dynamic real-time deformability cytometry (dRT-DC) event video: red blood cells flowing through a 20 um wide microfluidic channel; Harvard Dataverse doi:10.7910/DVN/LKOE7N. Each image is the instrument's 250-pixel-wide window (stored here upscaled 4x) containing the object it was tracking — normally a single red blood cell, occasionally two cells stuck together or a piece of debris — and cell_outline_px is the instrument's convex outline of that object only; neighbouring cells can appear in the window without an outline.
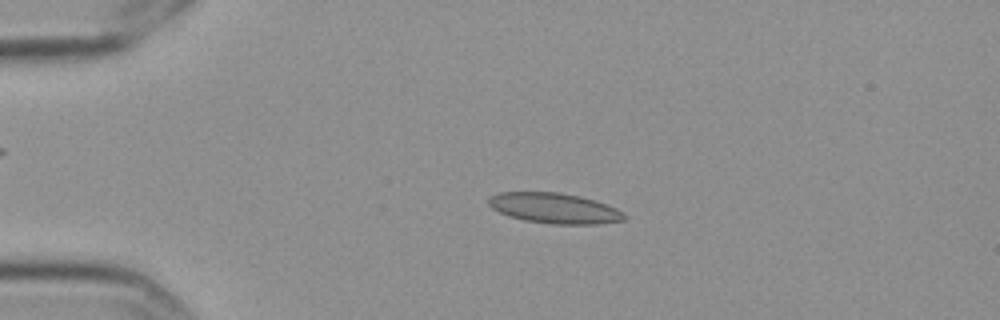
{"species": "Egyptian fruit bat (a non-hibernating species)", "species_latin": "Rousettus aegyptiacus", "temperature_condition": "cold", "stored_images_in_passage": 57, "camera_frame_rate_fps": 3000, "um_per_image_px": 0.085, "frame": {"image": 1, "passage_image": 13, "time_ms": 4.0, "image_size_px": [1000, 320], "cell_outline_px": [[624, 220], [600, 224], [552, 224], [524, 220], [508, 216], [492, 208], [488, 204], [488, 196], [500, 192], [556, 192], [580, 196], [616, 208], [624, 216]], "centroid_in_image_um": [47.06, 17.7], "position_along_channel_um": 37.9, "area_um2": 23.81}}
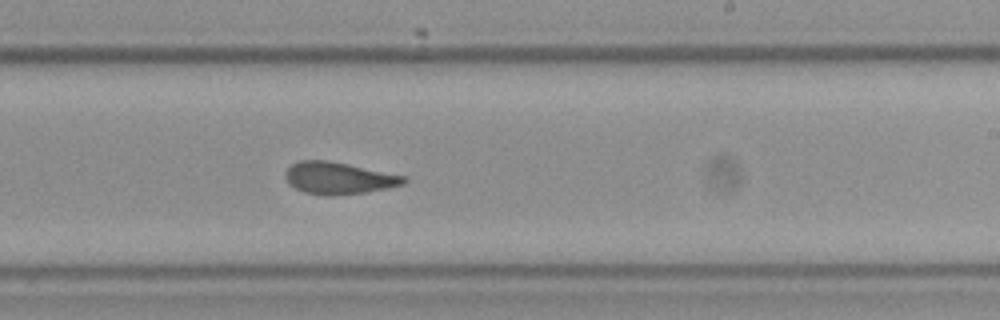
{"frame": {"image": 2, "passage_image": 35, "time_ms": 11.333, "image_size_px": [1000, 320], "cell_outline_px": [[408, 180], [404, 184], [364, 192], [328, 196], [324, 196], [304, 192], [288, 184], [284, 176], [284, 172], [292, 164], [300, 160], [328, 160], [348, 164], [404, 176]], "centroid_in_image_um": [28.72, 15.13], "position_along_channel_um": 260.3, "area_um2": 21.91}}
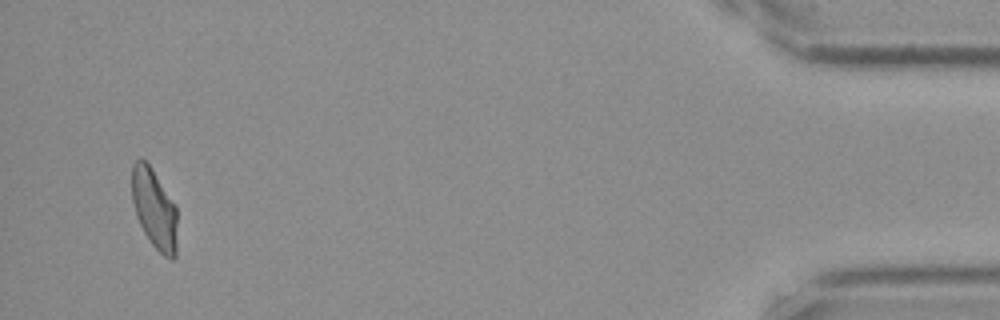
{"frame": {"image": 3, "passage_image": 55, "time_ms": 18.0, "image_size_px": [1000, 320], "cell_outline_px": [[176, 256], [172, 260], [164, 256], [152, 244], [144, 232], [136, 216], [132, 200], [132, 164], [136, 160], [144, 160], [152, 168], [176, 204]], "centroid_in_image_um": [13.12, 17.74], "position_along_channel_um": 422.1, "area_um2": 21.1}, "authors_computed_cell_mechanics": {"area_um2": 22.542, "velocity_mm_per_s": 3.5468, "shape_relaxation_time_tau1_ms": 9.464, "shape_relaxation_time_tau2_ms": 1.5233, "deformation_change_tau1": 0.1851, "deformation_change_tau2": 0.0711}}